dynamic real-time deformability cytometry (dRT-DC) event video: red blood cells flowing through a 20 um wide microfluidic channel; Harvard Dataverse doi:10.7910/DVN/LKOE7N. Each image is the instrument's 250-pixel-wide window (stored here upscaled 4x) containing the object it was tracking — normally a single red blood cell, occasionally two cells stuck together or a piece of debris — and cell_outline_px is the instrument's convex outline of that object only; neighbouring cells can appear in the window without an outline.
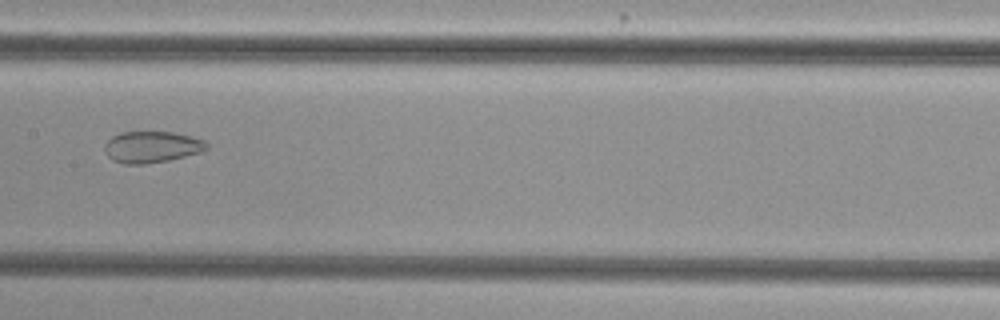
{"species": "common noctule bat (a hibernating species)", "species_latin": "Nyctalus noctula", "temperature_condition": "cold", "stored_images_in_passage": 55, "camera_frame_rate_fps": 3000, "um_per_image_px": 0.085, "animal": {"sex": "female", "body_mass_g": 29.2, "forearm_length_mm": 56.3}, "frame": {"image": 1, "passage_image": 29, "time_ms": 9.333, "image_size_px": [1000, 320], "cell_outline_px": [[208, 148], [200, 152], [168, 160], [144, 164], [124, 164], [112, 160], [108, 156], [104, 148], [104, 144], [112, 136], [120, 132], [172, 132], [192, 136], [204, 140], [208, 144]], "centroid_in_image_um": [12.88, 12.48], "position_along_channel_um": 194.5, "area_um2": 18.67}}
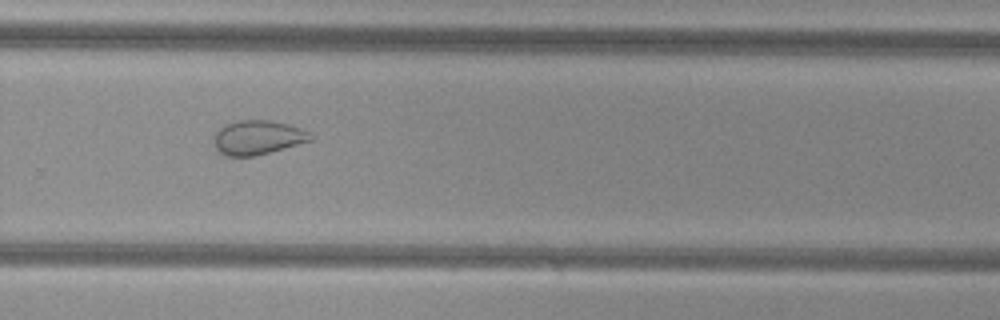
{"frame": {"image": 2, "passage_image": 38, "time_ms": 12.333, "image_size_px": [1000, 320], "cell_outline_px": [[312, 140], [256, 156], [228, 156], [220, 152], [216, 148], [212, 140], [212, 136], [224, 124], [240, 120], [268, 120], [288, 124], [300, 128], [308, 132]], "centroid_in_image_um": [21.85, 11.68], "position_along_channel_um": 308.0, "area_um2": 19.19}}
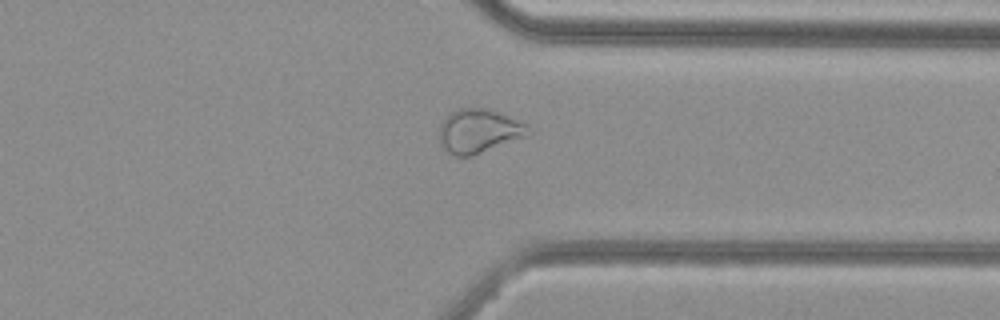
{"frame": {"image": 3, "passage_image": 43, "time_ms": 14.0, "image_size_px": [1000, 320], "cell_outline_px": [[532, 132], [528, 136], [472, 156], [456, 156], [448, 152], [440, 144], [440, 124], [456, 108], [488, 108], [500, 112], [524, 124]], "centroid_in_image_um": [40.71, 11.14], "position_along_channel_um": 370.7, "area_um2": 22.66}, "authors_computed_cell_mechanics": {"area_um2": 26.1834, "velocity_mm_per_s": 3.7908, "shape_relaxation_time_tau1_ms": null, "shape_relaxation_time_tau2_ms": 1.6424, "deformation_change_tau1": null, "deformation_change_tau2": 0.0693}}